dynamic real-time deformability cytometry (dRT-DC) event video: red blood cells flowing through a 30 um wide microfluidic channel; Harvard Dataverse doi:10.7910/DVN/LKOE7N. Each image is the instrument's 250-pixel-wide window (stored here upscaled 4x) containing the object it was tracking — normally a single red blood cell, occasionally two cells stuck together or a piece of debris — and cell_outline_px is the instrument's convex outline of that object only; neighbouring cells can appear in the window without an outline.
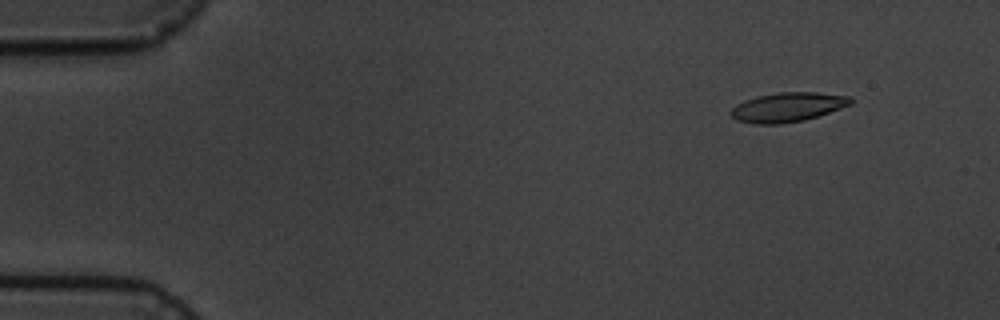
{"species": "common noctule bat (a hibernating species)", "species_latin": "Nyctalus noctula", "temperature_condition": "cold", "stored_images_in_passage": 5, "camera_frame_rate_fps": 3000, "um_per_image_px": 0.085, "animal": {"sex": "male", "body_mass_g": 19.5, "forearm_length_mm": 54.6}, "frame": {"image": 1, "passage_image": 2, "time_ms": 1.0, "image_size_px": [1000, 320], "cell_outline_px": [[852, 104], [804, 120], [780, 124], [752, 124], [736, 120], [732, 116], [732, 108], [736, 104], [744, 100], [756, 96], [776, 92], [816, 92], [852, 96]], "centroid_in_image_um": [66.94, 9.1], "position_along_channel_um": 18.1, "area_um2": 20.52}}
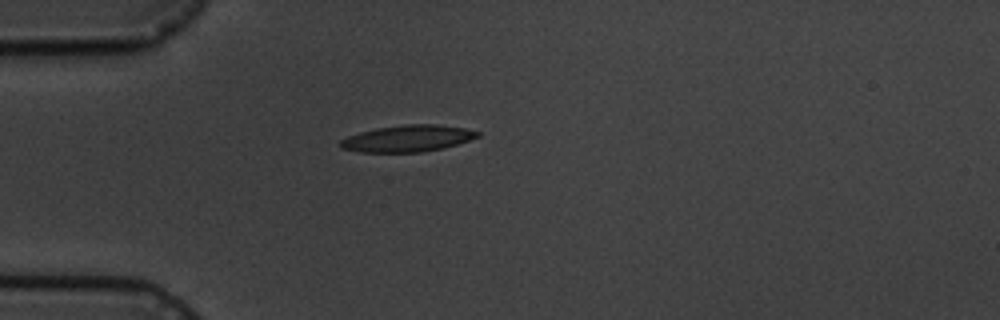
{"frame": {"image": 2, "passage_image": 4, "time_ms": 4.333, "image_size_px": [1000, 320], "cell_outline_px": [[480, 136], [444, 148], [420, 152], [360, 152], [340, 148], [340, 140], [348, 136], [360, 132], [376, 128], [404, 124], [436, 124], [464, 128], [480, 132]], "centroid_in_image_um": [34.63, 11.77], "position_along_channel_um": 50.4, "area_um2": 21.21}}